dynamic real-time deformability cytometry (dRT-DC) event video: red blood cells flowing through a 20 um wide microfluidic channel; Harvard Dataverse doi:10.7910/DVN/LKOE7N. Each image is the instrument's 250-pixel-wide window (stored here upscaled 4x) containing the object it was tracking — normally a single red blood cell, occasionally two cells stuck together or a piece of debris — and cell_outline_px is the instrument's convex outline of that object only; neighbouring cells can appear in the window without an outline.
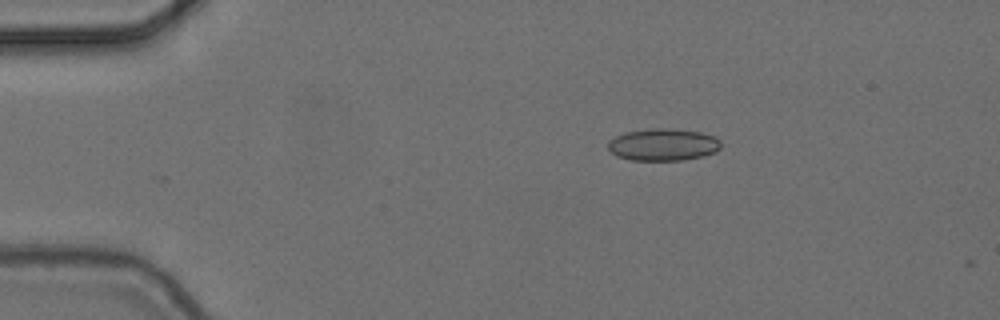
{"species": "common noctule bat (a hibernating species)", "species_latin": "Nyctalus noctula", "temperature_condition": "cold", "stored_images_in_passage": 2, "camera_frame_rate_fps": 3000, "um_per_image_px": 0.085, "animal": {"sex": "female", "body_mass_g": 24.6, "forearm_length_mm": 56.2}, "frame": {"image": 1, "passage_image": 1, "time_ms": 0.0, "image_size_px": [1000, 320], "cell_outline_px": [[720, 148], [716, 152], [704, 156], [684, 160], [632, 160], [616, 156], [608, 148], [608, 140], [624, 132], [652, 128], [668, 128], [700, 132], [716, 136], [720, 140]], "centroid_in_image_um": [56.38, 12.29], "position_along_channel_um": 28.6, "area_um2": 21.33}}